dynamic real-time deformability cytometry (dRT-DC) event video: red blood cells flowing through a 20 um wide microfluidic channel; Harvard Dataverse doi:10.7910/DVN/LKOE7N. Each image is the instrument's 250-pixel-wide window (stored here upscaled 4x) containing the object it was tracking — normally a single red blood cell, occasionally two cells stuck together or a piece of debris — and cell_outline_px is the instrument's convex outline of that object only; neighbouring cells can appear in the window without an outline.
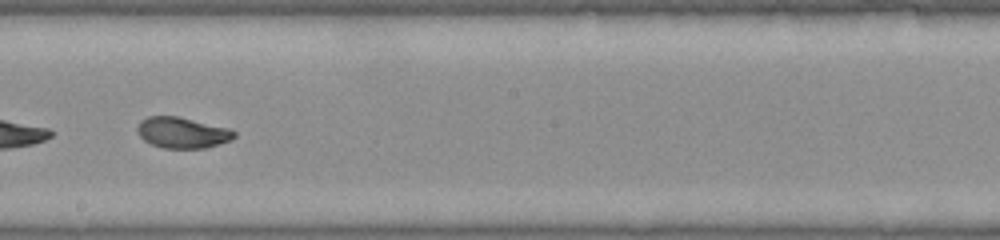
{"species": "common noctule bat (a hibernating species)", "species_latin": "Nyctalus noctula", "temperature_condition": "warm", "stored_images_in_passage": 40, "camera_frame_rate_fps": 3000, "um_per_image_px": 0.085, "animal": {"sex": "female", "body_mass_g": 22.0, "forearm_length_mm": 56.7}, "frame": {"image": 1, "passage_image": 23, "time_ms": 7.333, "image_size_px": [1000, 240], "cell_outline_px": [[236, 136], [232, 140], [220, 144], [204, 148], [160, 148], [144, 140], [136, 132], [136, 128], [140, 120], [148, 116], [176, 116], [228, 128], [236, 132]], "centroid_in_image_um": [15.47, 11.28], "position_along_channel_um": 232.7, "area_um2": 17.51}}